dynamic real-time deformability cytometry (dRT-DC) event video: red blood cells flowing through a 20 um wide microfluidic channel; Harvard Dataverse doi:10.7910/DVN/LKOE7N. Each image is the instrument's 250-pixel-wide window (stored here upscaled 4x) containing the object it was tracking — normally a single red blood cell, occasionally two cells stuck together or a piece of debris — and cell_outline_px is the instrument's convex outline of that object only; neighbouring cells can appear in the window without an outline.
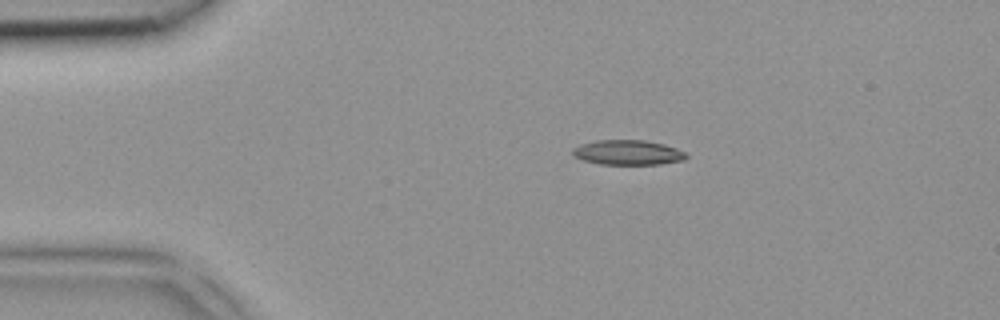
{"species": "common noctule bat (a hibernating species)", "species_latin": "Nyctalus noctula", "temperature_condition": "room temperature", "stored_images_in_passage": 2, "camera_frame_rate_fps": 3000, "um_per_image_px": 0.085, "animal": {"sex": "female", "body_mass_g": 18.4}, "frame": {"image": 1, "passage_image": 2, "time_ms": 0.333, "image_size_px": [1000, 320], "cell_outline_px": [[688, 156], [684, 160], [660, 164], [600, 164], [584, 160], [572, 156], [572, 148], [580, 144], [596, 140], [644, 140], [664, 144], [676, 148], [684, 152]], "centroid_in_image_um": [53.34, 12.96], "position_along_channel_um": 31.7, "area_um2": 16.47}}